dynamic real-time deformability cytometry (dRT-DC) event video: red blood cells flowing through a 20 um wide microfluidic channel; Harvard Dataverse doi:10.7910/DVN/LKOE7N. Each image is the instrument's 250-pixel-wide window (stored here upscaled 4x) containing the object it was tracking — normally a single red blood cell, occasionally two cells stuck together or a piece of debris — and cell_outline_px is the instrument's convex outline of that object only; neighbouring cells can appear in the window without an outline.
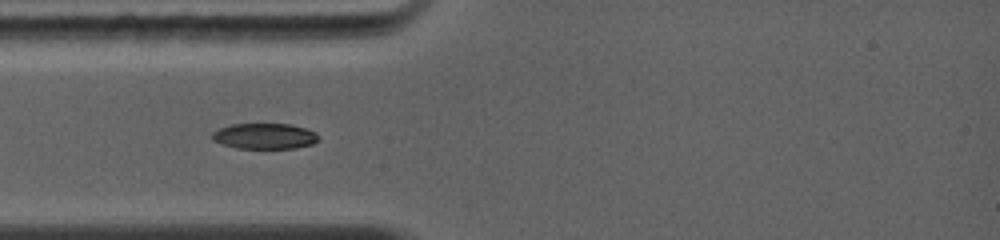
{"species": "common noctule bat (a hibernating species)", "species_latin": "Nyctalus noctula", "temperature_condition": "warm", "stored_images_in_passage": 15, "camera_frame_rate_fps": 5000, "um_per_image_px": 0.085, "animal": {"sex": "female", "body_mass_g": 19.0, "forearm_length_mm": 56.7}, "frame": {"image": 1, "passage_image": 5, "time_ms": 2.4, "image_size_px": [1000, 240], "cell_outline_px": [[320, 140], [312, 144], [292, 148], [236, 148], [220, 144], [212, 140], [212, 132], [220, 128], [232, 124], [292, 124], [316, 132], [320, 136]], "centroid_in_image_um": [22.5, 11.57], "position_along_channel_um": 62.5, "area_um2": 16.01}}
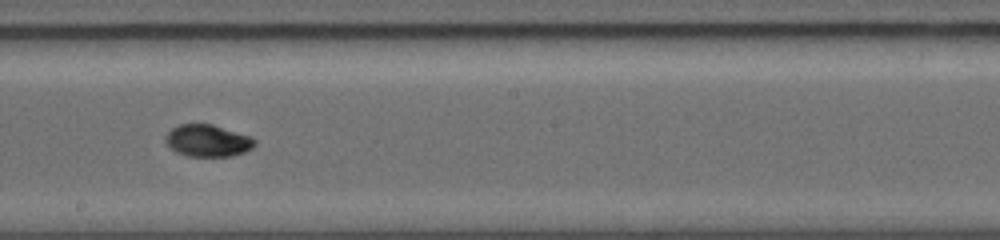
{"frame": {"image": 2, "passage_image": 11, "time_ms": 6.2, "image_size_px": [1000, 240], "cell_outline_px": [[256, 144], [252, 148], [244, 152], [232, 156], [188, 156], [176, 152], [164, 140], [164, 136], [172, 128], [180, 124], [212, 124], [252, 136], [256, 140]], "centroid_in_image_um": [17.68, 11.95], "position_along_channel_um": 230.5, "area_um2": 16.7}}
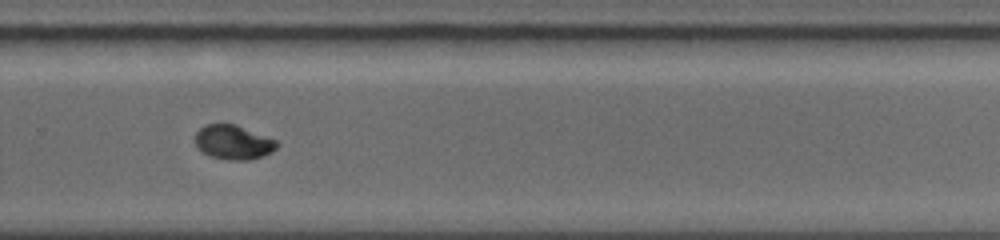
{"frame": {"image": 3, "passage_image": 14, "time_ms": 8.0, "image_size_px": [1000, 240], "cell_outline_px": [[280, 144], [272, 152], [248, 160], [228, 160], [212, 156], [196, 148], [196, 132], [204, 124], [236, 124], [276, 140]], "centroid_in_image_um": [19.83, 12.08], "position_along_channel_um": 310.0, "area_um2": 16.24}}